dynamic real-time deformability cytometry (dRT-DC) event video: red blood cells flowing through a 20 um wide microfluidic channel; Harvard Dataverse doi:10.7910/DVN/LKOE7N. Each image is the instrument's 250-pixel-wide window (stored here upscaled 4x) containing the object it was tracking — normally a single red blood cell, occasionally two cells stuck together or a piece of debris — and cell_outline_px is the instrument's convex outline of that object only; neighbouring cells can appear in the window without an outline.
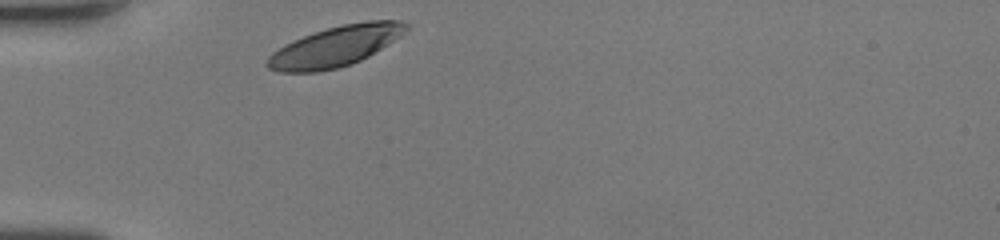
{"species": "human", "species_latin": "Homo sapiens", "temperature_condition": "room temperature", "stored_images_in_passage": 26, "camera_frame_rate_fps": 3000, "um_per_image_px": 0.085, "donor": {"sex": "female"}, "frame": {"image": 1, "passage_image": 1, "time_ms": 0.0, "image_size_px": [1000, 240], "cell_outline_px": [[408, 28], [400, 36], [368, 56], [360, 60], [336, 68], [316, 72], [280, 72], [268, 68], [268, 56], [272, 52], [304, 36], [328, 28], [344, 24], [368, 20], [400, 20], [408, 24]], "centroid_in_image_um": [28.53, 3.93], "position_along_channel_um": 56.5, "area_um2": 31.85}}
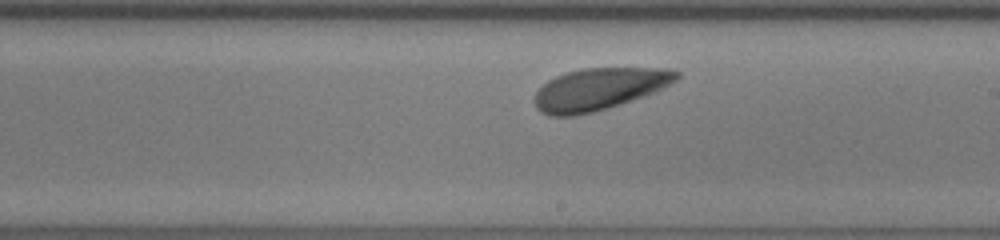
{"frame": {"image": 2, "passage_image": 15, "time_ms": 4.667, "image_size_px": [1000, 240], "cell_outline_px": [[680, 76], [676, 80], [664, 88], [656, 92], [608, 108], [576, 116], [548, 116], [540, 112], [536, 108], [532, 100], [536, 92], [548, 80], [556, 76], [568, 72], [584, 68], [672, 68], [680, 72]], "centroid_in_image_um": [50.93, 7.58], "position_along_channel_um": 238.1, "area_um2": 35.03}}
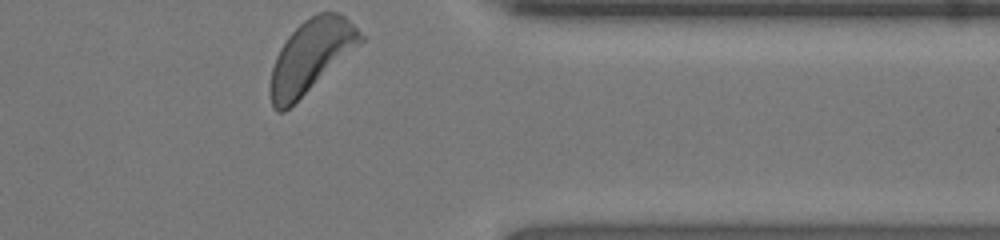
{"frame": {"image": 3, "passage_image": 26, "time_ms": 8.333, "image_size_px": [1000, 240], "cell_outline_px": [[368, 36], [360, 44], [284, 112], [276, 112], [272, 108], [268, 92], [268, 88], [272, 68], [276, 56], [280, 48], [288, 36], [304, 20], [320, 12], [336, 12], [344, 16]], "centroid_in_image_um": [26.41, 4.78], "position_along_channel_um": 385.0, "area_um2": 37.92}, "authors_computed_cell_mechanics": {"area_um2": 34.3332, "velocity_mm_per_s": 4.1984, "shape_relaxation_time_tau1_ms": 0.9707, "shape_relaxation_time_tau2_ms": null, "deformation_change_tau1": 0.0867, "deformation_change_tau2": null}}